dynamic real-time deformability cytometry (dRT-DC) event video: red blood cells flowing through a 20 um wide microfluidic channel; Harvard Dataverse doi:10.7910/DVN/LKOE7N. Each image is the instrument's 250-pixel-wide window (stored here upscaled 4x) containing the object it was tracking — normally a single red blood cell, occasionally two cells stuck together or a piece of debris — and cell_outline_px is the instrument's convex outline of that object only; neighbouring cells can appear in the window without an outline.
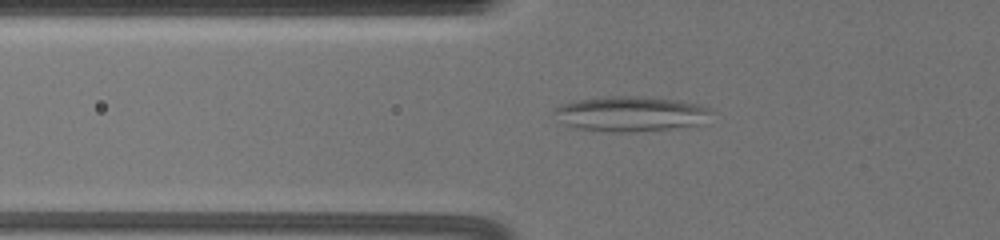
{"species": "common noctule bat (a hibernating species)", "species_latin": "Nyctalus noctula", "temperature_condition": "warm", "stored_images_in_passage": 64, "camera_frame_rate_fps": 3000, "um_per_image_px": 0.085, "animal": {"sex": "female", "body_mass_g": 19.5, "forearm_length_mm": 54.1}, "frame": {"image": 1, "passage_image": 27, "time_ms": 8.667, "image_size_px": [1000, 240], "cell_outline_px": [[712, 112], [708, 124], [628, 132], [612, 132], [576, 128], [564, 124], [552, 112], [560, 104], [580, 100], [612, 96], [644, 96], [680, 100], [712, 108]], "centroid_in_image_um": [53.68, 9.67], "position_along_channel_um": 72.1, "area_um2": 32.25}}
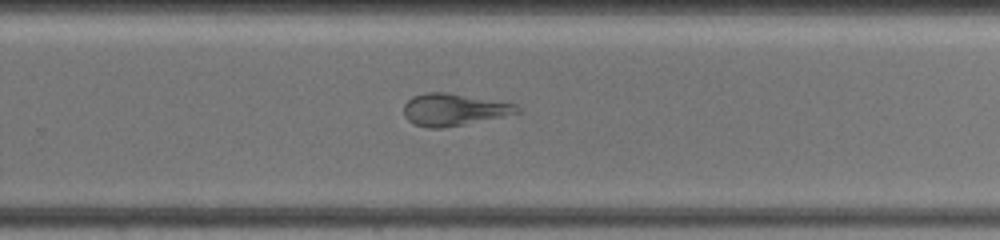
{"frame": {"image": 2, "passage_image": 46, "time_ms": 15.0, "image_size_px": [1000, 240], "cell_outline_px": [[520, 112], [464, 124], [440, 128], [428, 128], [416, 124], [408, 120], [404, 116], [404, 104], [412, 96], [424, 92], [444, 92], [516, 104], [520, 108]], "centroid_in_image_um": [38.52, 9.31], "position_along_channel_um": 291.3, "area_um2": 20.81}}
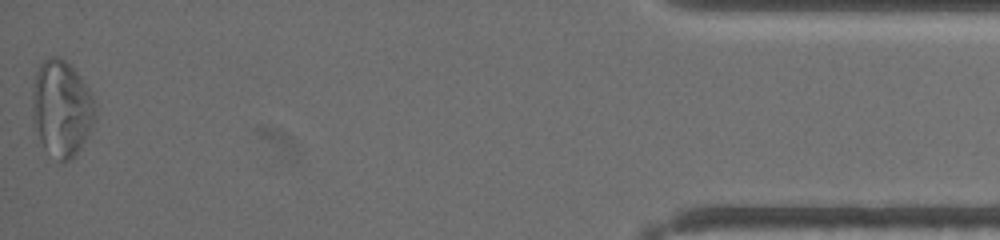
{"frame": {"image": 3, "passage_image": 64, "time_ms": 21.0, "image_size_px": [1000, 240], "cell_outline_px": [[96, 120], [92, 128], [80, 148], [64, 164], [60, 164], [44, 148], [40, 140], [32, 120], [32, 88], [36, 72], [40, 64], [44, 60], [52, 56], [60, 56], [80, 76], [88, 88], [92, 96], [96, 108]], "centroid_in_image_um": [5.23, 9.23], "position_along_channel_um": 430.0, "area_um2": 35.49}, "authors_computed_cell_mechanics": {"area_um2": 29.9982, "velocity_mm_per_s": 3.5146, "shape_relaxation_time_tau1_ms": null, "shape_relaxation_time_tau2_ms": 2.0405, "deformation_change_tau1": null, "deformation_change_tau2": 0.0883}}